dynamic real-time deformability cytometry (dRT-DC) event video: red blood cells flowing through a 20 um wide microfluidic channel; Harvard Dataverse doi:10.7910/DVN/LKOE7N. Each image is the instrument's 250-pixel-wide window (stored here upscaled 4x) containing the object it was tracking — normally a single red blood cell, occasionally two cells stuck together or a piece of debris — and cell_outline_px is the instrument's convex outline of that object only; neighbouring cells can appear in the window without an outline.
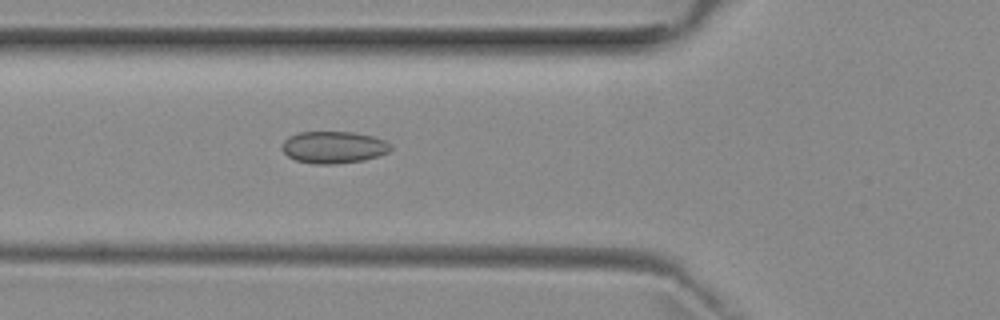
{"species": "common noctule bat (a hibernating species)", "species_latin": "Nyctalus noctula", "temperature_condition": "room temperature", "stored_images_in_passage": 43, "camera_frame_rate_fps": 3000, "um_per_image_px": 0.085, "animal": {"sex": "female", "body_mass_g": 29.2, "forearm_length_mm": 56.3}, "frame": {"image": 1, "passage_image": 10, "time_ms": 3.0, "image_size_px": [1000, 320], "cell_outline_px": [[392, 148], [388, 152], [364, 160], [336, 164], [316, 164], [296, 160], [288, 156], [280, 148], [284, 140], [288, 136], [300, 132], [352, 132], [372, 136], [384, 140], [392, 144]], "centroid_in_image_um": [28.34, 12.51], "position_along_channel_um": 97.5, "area_um2": 20.29}}
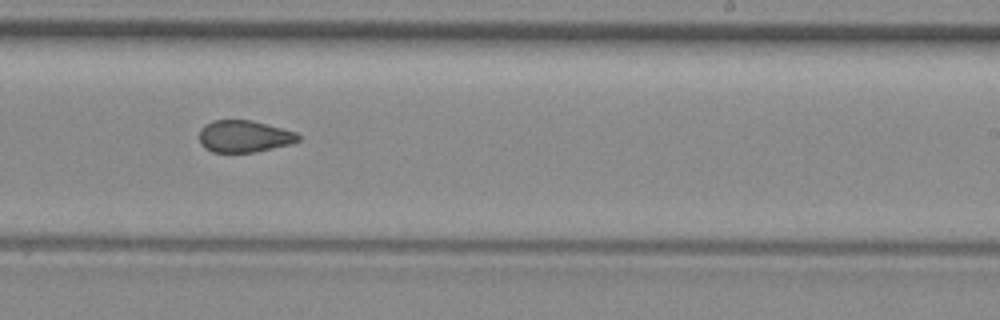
{"frame": {"image": 2, "passage_image": 23, "time_ms": 7.333, "image_size_px": [1000, 320], "cell_outline_px": [[300, 140], [288, 144], [256, 152], [212, 152], [204, 148], [200, 144], [200, 128], [204, 124], [212, 120], [252, 120], [296, 132], [300, 136]], "centroid_in_image_um": [20.71, 11.58], "position_along_channel_um": 268.3, "area_um2": 18.44}}
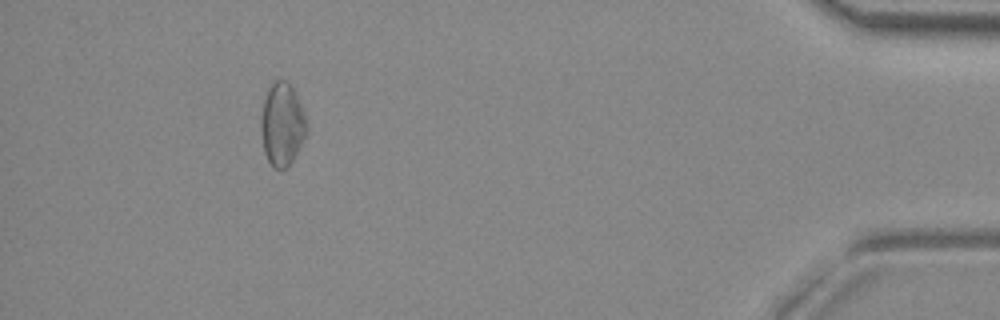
{"frame": {"image": 3, "passage_image": 39, "time_ms": 12.667, "image_size_px": [1000, 320], "cell_outline_px": [[308, 132], [304, 140], [292, 160], [280, 172], [272, 168], [264, 152], [260, 128], [260, 120], [264, 100], [268, 88], [280, 76], [292, 88], [300, 104], [308, 124]], "centroid_in_image_um": [23.97, 10.6], "position_along_channel_um": 411.2, "area_um2": 22.2}, "authors_computed_cell_mechanics": {"area_um2": 19.7098, "velocity_mm_per_s": 3.9364, "shape_relaxation_time_tau1_ms": null, "shape_relaxation_time_tau2_ms": 1.6629, "deformation_change_tau1": null, "deformation_change_tau2": 0.0758}}